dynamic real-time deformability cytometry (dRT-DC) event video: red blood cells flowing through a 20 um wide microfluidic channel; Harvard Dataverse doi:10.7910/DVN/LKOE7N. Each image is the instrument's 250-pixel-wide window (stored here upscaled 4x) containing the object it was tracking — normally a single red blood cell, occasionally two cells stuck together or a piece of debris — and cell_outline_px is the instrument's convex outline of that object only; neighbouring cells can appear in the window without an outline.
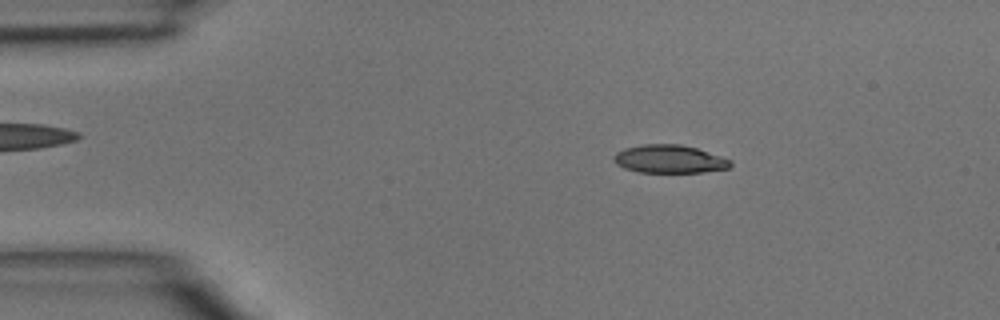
{"species": "common noctule bat (a hibernating species)", "species_latin": "Nyctalus noctula", "temperature_condition": "room temperature", "stored_images_in_passage": 46, "camera_frame_rate_fps": 3000, "um_per_image_px": 0.085, "animal": {"sex": "male", "body_mass_g": 15.6}, "frame": {"image": 1, "passage_image": 8, "time_ms": 2.333, "image_size_px": [1000, 320], "cell_outline_px": [[732, 164], [728, 168], [704, 172], [640, 172], [624, 168], [616, 164], [612, 156], [616, 152], [624, 148], [644, 144], [680, 144], [696, 148], [732, 160]], "centroid_in_image_um": [56.88, 13.52], "position_along_channel_um": 28.1, "area_um2": 19.07}}
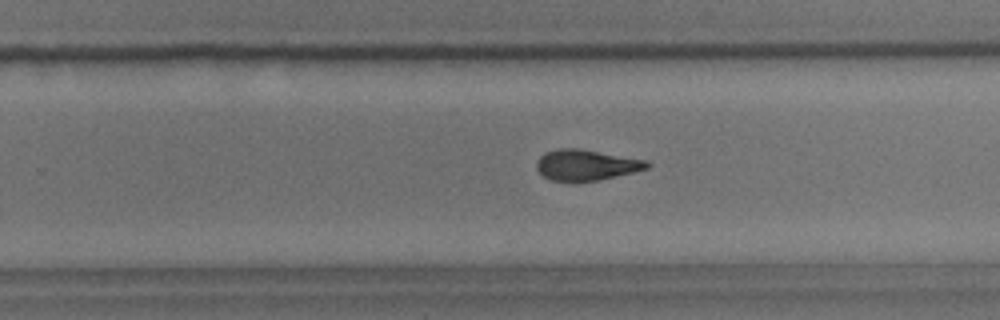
{"frame": {"image": 2, "passage_image": 29, "time_ms": 9.333, "image_size_px": [1000, 320], "cell_outline_px": [[652, 164], [648, 168], [616, 176], [576, 184], [572, 184], [552, 180], [544, 176], [536, 168], [536, 160], [544, 152], [556, 148], [580, 148], [644, 160]], "centroid_in_image_um": [49.75, 14.04], "position_along_channel_um": 280.0, "area_um2": 20.17}}
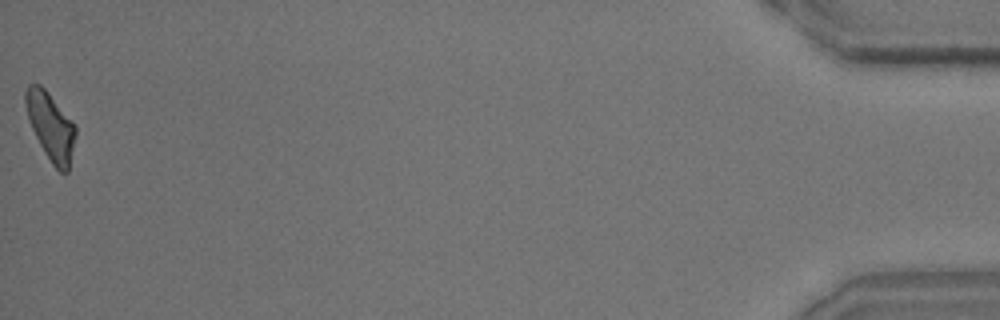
{"frame": {"image": 3, "passage_image": 46, "time_ms": 15.0, "image_size_px": [1000, 320], "cell_outline_px": [[76, 136], [68, 172], [60, 172], [52, 164], [40, 144], [32, 128], [28, 116], [24, 100], [24, 92], [28, 84], [40, 84], [48, 92], [76, 124]], "centroid_in_image_um": [4.32, 10.72], "position_along_channel_um": 430.9, "area_um2": 19.65}}